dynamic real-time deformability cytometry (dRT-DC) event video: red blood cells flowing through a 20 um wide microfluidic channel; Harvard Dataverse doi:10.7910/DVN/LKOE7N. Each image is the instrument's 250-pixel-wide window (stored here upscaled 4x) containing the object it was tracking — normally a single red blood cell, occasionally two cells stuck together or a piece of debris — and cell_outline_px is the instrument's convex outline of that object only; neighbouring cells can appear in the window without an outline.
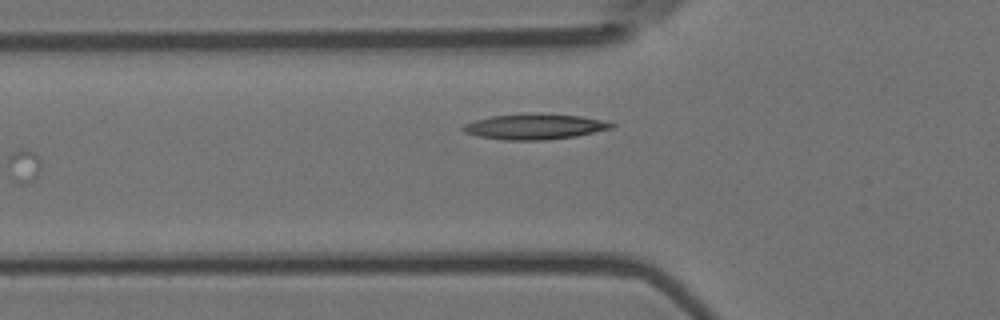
{"species": "Egyptian fruit bat (a non-hibernating species)", "species_latin": "Rousettus aegyptiacus", "temperature_condition": "room temperature", "stored_images_in_passage": 4, "camera_frame_rate_fps": 3000, "um_per_image_px": 0.085, "animal": {"sex": "female"}, "frame": {"image": 1, "passage_image": 3, "time_ms": 0.667, "image_size_px": [1000, 320], "cell_outline_px": [[616, 124], [612, 128], [576, 136], [544, 140], [504, 140], [476, 136], [464, 132], [460, 128], [464, 124], [476, 120], [492, 116], [580, 116], [600, 120]], "centroid_in_image_um": [45.4, 10.82], "position_along_channel_um": 80.4, "area_um2": 20.87}}